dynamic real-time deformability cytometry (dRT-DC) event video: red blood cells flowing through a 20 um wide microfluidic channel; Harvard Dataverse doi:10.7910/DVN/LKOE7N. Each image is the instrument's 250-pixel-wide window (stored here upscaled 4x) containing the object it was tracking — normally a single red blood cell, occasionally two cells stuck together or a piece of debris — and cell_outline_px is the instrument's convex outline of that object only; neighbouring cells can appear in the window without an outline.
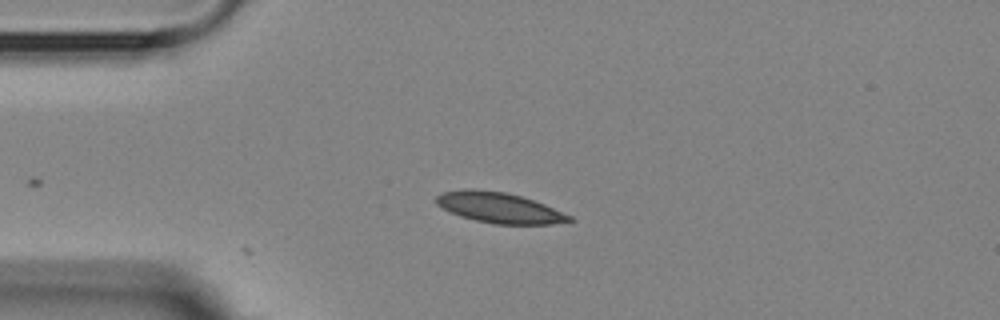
{"species": "Egyptian fruit bat (a non-hibernating species)", "species_latin": "Rousettus aegyptiacus", "temperature_condition": "room temperature", "stored_images_in_passage": 4, "camera_frame_rate_fps": 3000, "um_per_image_px": 0.085, "animal": {"sex": "female"}, "frame": {"image": 1, "passage_image": 1, "time_ms": 0.0, "image_size_px": [1000, 320], "cell_outline_px": [[576, 220], [552, 224], [492, 224], [460, 216], [436, 204], [436, 196], [444, 192], [464, 188], [476, 188], [504, 192], [520, 196], [544, 204], [572, 216]], "centroid_in_image_um": [42.44, 17.65], "position_along_channel_um": 42.6, "area_um2": 23.58}}
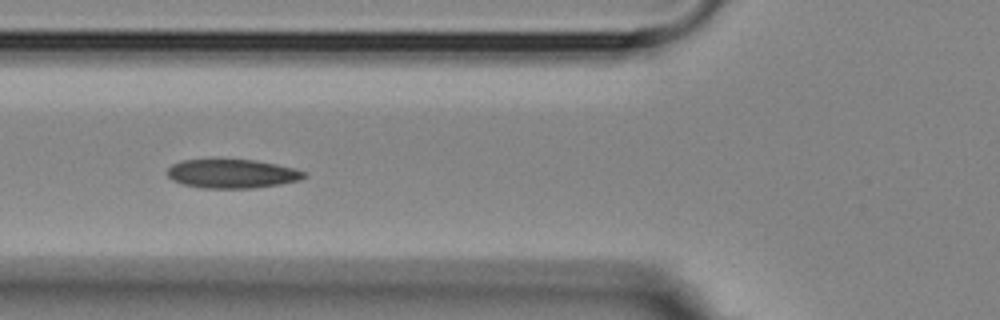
{"frame": {"image": 2, "passage_image": 3, "time_ms": 2.333, "image_size_px": [1000, 320], "cell_outline_px": [[308, 176], [300, 180], [280, 184], [252, 188], [200, 188], [184, 184], [172, 180], [168, 176], [168, 168], [172, 164], [180, 160], [252, 160], [276, 164], [292, 168], [304, 172]], "centroid_in_image_um": [19.71, 14.77], "position_along_channel_um": 106.1, "area_um2": 22.83}}